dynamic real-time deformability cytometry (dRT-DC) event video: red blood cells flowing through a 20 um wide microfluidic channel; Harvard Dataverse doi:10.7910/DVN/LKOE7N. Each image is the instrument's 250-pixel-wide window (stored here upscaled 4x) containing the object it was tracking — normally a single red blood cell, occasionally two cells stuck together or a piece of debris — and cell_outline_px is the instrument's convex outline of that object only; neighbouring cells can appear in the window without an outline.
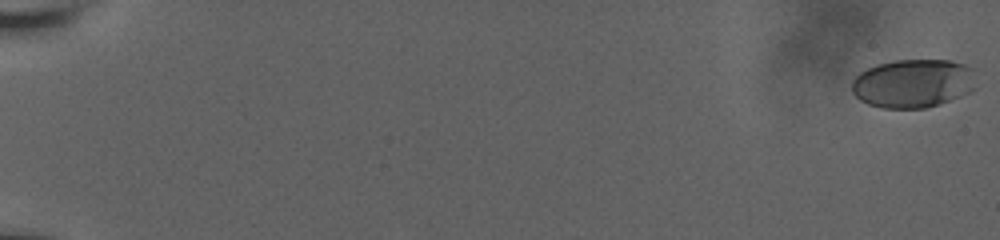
{"species": "human", "species_latin": "Homo sapiens", "temperature_condition": "room temperature", "stored_images_in_passage": 50, "camera_frame_rate_fps": 3000, "um_per_image_px": 0.085, "donor": {"sex": "male"}, "frame": {"image": 1, "passage_image": 1, "time_ms": 0.0, "image_size_px": [1000, 240], "cell_outline_px": [[972, 88], [968, 92], [948, 100], [924, 108], [884, 108], [868, 104], [860, 100], [852, 92], [852, 80], [860, 72], [876, 64], [896, 60], [952, 60], [964, 64], [972, 68]], "centroid_in_image_um": [77.54, 7.07], "position_along_channel_um": 7.5, "area_um2": 34.74}}
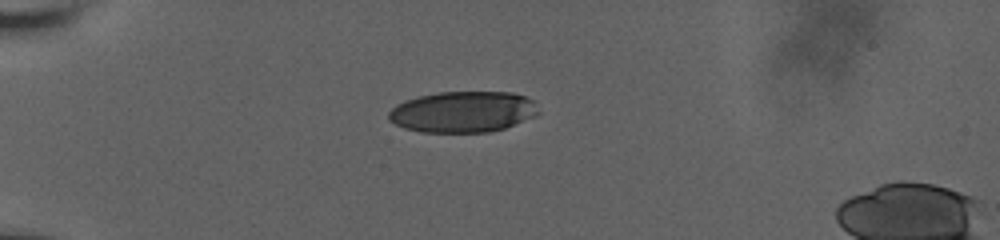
{"frame": {"image": 2, "passage_image": 44, "time_ms": 6.0, "image_size_px": [1000, 240], "cell_outline_px": [[540, 112], [536, 116], [504, 128], [488, 132], [420, 132], [404, 128], [388, 120], [388, 112], [396, 104], [404, 100], [416, 96], [436, 92], [512, 92], [524, 96], [532, 100]], "centroid_in_image_um": [39.32, 9.5], "position_along_channel_um": 45.7, "area_um2": 36.07}}